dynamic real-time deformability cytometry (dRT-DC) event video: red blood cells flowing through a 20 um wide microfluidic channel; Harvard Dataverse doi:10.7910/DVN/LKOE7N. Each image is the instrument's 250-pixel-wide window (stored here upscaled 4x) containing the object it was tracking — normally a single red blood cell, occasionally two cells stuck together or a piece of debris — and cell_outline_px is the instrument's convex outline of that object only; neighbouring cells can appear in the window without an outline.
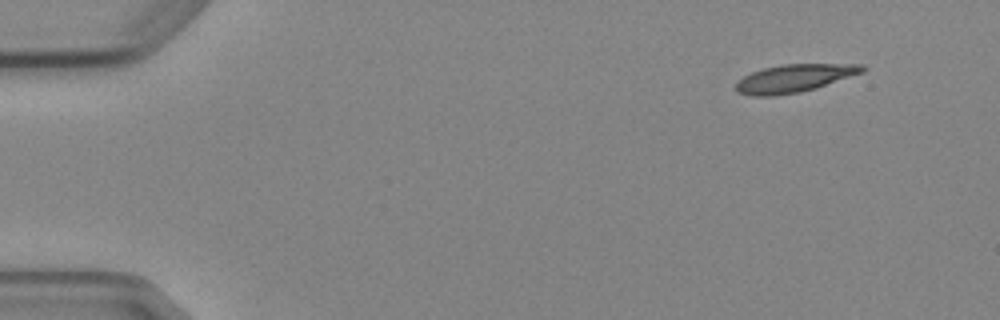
{"species": "Egyptian fruit bat (a non-hibernating species)", "species_latin": "Rousettus aegyptiacus", "temperature_condition": "cold", "stored_images_in_passage": 5, "camera_frame_rate_fps": 3000, "um_per_image_px": 0.085, "animal": {"sex": "female"}, "frame": {"image": 1, "passage_image": 1, "time_ms": 0.0, "image_size_px": [1000, 320], "cell_outline_px": [[868, 68], [864, 72], [816, 88], [800, 92], [776, 96], [752, 96], [736, 92], [736, 80], [752, 72], [764, 68], [780, 64], [864, 64]], "centroid_in_image_um": [67.52, 6.65], "position_along_channel_um": 17.5, "area_um2": 20.75}}
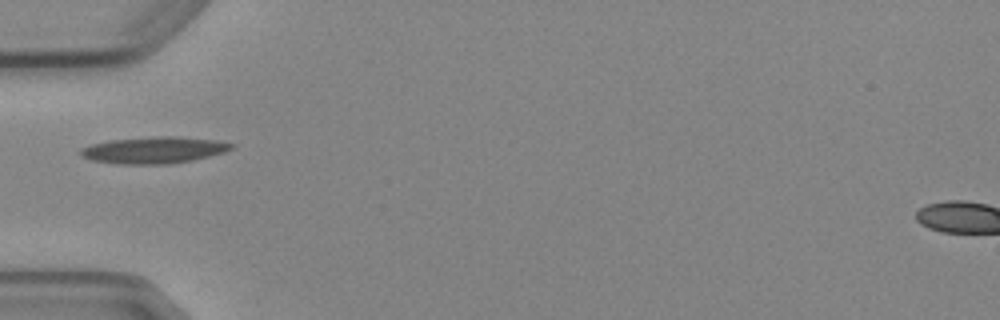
{"frame": {"image": 2, "passage_image": 4, "time_ms": 4.333, "image_size_px": [1000, 320], "cell_outline_px": [[236, 144], [232, 148], [224, 152], [192, 160], [168, 164], [120, 164], [92, 160], [80, 156], [80, 148], [92, 144], [112, 140], [160, 136], [176, 136], [220, 140]], "centroid_in_image_um": [13.11, 12.75], "position_along_channel_um": 71.9, "area_um2": 23.35}}
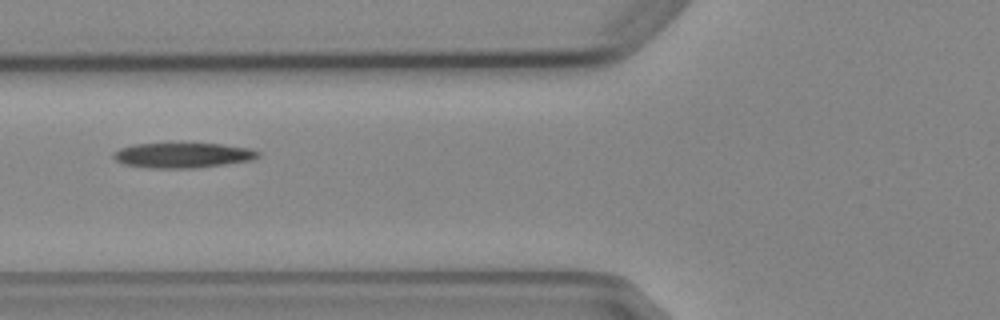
{"frame": {"image": 3, "passage_image": 5, "time_ms": 5.333, "image_size_px": [1000, 320], "cell_outline_px": [[260, 156], [252, 160], [196, 168], [148, 168], [124, 164], [116, 160], [112, 156], [112, 152], [120, 148], [132, 144], [220, 144], [248, 148], [260, 152]], "centroid_in_image_um": [15.5, 13.2], "position_along_channel_um": 110.3, "area_um2": 21.04}}